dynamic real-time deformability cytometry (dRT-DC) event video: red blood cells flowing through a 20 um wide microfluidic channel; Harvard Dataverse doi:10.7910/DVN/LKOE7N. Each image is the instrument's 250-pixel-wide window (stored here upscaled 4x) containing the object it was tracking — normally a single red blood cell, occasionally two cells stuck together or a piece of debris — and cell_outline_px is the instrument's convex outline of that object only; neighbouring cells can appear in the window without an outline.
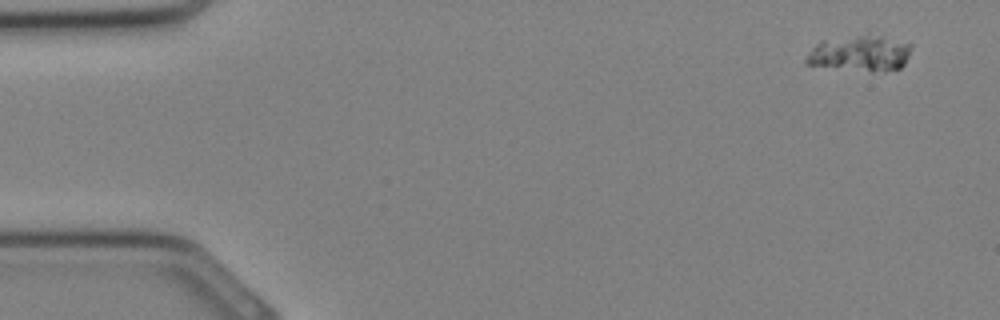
{"species": "Egyptian fruit bat (a non-hibernating species)", "species_latin": "Rousettus aegyptiacus", "temperature_condition": "cold", "stored_images_in_passage": 33, "camera_frame_rate_fps": 3000, "um_per_image_px": 0.085, "animal": {"sex": "female"}, "frame": {"image": 1, "passage_image": 2, "time_ms": 0.333, "image_size_px": [1000, 320], "cell_outline_px": [[912, 44], [908, 56], [904, 64], [900, 68], [884, 72], [872, 72], [804, 64], [804, 60], [812, 48], [820, 40], [868, 32]], "centroid_in_image_um": [73.1, 4.51], "position_along_channel_um": 11.9, "area_um2": 22.6}}
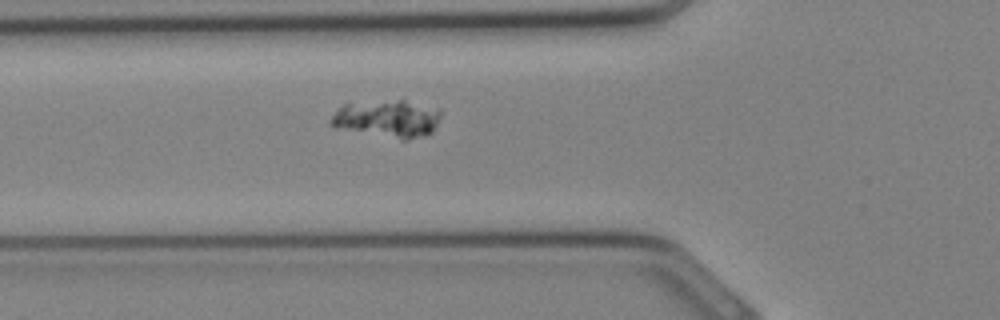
{"frame": {"image": 2, "passage_image": 12, "time_ms": 3.667, "image_size_px": [1000, 320], "cell_outline_px": [[440, 116], [432, 132], [424, 136], [408, 140], [400, 140], [332, 128], [328, 124], [328, 120], [344, 104], [400, 100], [404, 100], [440, 112]], "centroid_in_image_um": [32.83, 10.15], "position_along_channel_um": 93.0, "area_um2": 23.76}}
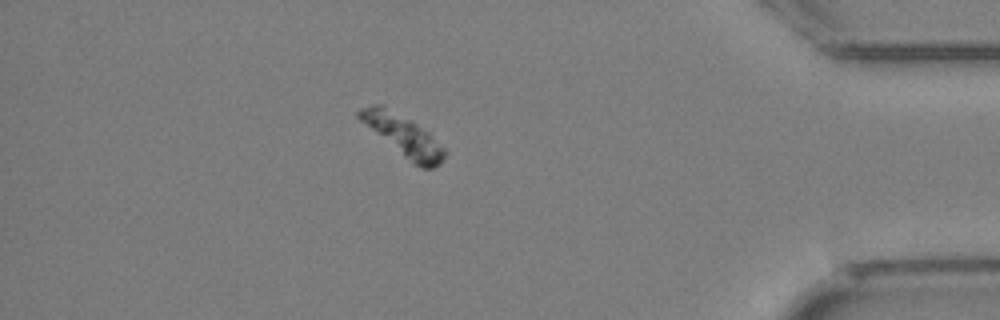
{"frame": {"image": 3, "passage_image": 29, "time_ms": 9.333, "image_size_px": [1000, 320], "cell_outline_px": [[448, 152], [440, 164], [432, 168], [424, 168], [412, 164], [360, 120], [356, 116], [356, 112], [360, 108], [372, 104], [384, 104], [412, 120], [428, 132]], "centroid_in_image_um": [34.27, 11.5], "position_along_channel_um": 400.9, "area_um2": 20.46}}